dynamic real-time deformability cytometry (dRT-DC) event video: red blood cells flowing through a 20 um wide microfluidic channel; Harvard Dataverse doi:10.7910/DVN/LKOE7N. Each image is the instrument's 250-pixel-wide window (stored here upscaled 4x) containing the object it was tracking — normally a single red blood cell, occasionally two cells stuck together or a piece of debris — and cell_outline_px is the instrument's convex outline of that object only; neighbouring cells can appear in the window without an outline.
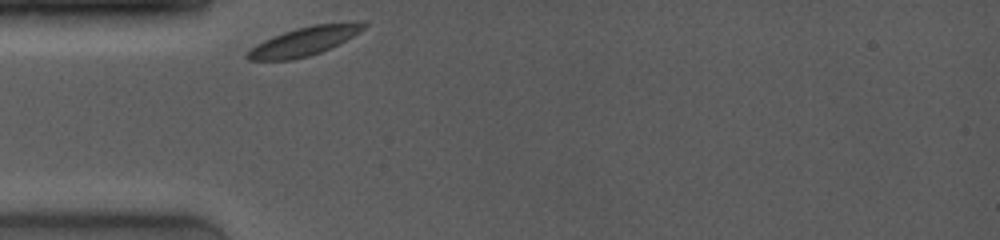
{"species": "common noctule bat (a hibernating species)", "species_latin": "Nyctalus noctula", "temperature_condition": "room temperature", "stored_images_in_passage": 16, "camera_frame_rate_fps": 4000, "um_per_image_px": 0.085, "animal": {"sex": "female", "body_mass_g": 19.0, "forearm_length_mm": 53.3}, "frame": {"image": 1, "passage_image": 1, "time_ms": 0.0, "image_size_px": [1000, 240], "cell_outline_px": [[368, 24], [360, 32], [320, 52], [308, 56], [292, 60], [248, 60], [244, 56], [256, 44], [264, 40], [284, 32], [296, 28], [312, 24], [348, 20], [356, 20]], "centroid_in_image_um": [25.9, 3.47], "position_along_channel_um": 59.1, "area_um2": 19.54}}
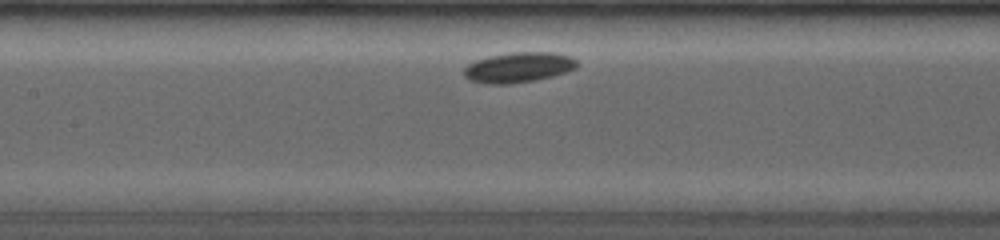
{"frame": {"image": 2, "passage_image": 10, "time_ms": 3.0, "image_size_px": [1000, 240], "cell_outline_px": [[576, 68], [568, 72], [536, 80], [508, 84], [488, 84], [468, 80], [464, 76], [464, 68], [468, 64], [476, 60], [488, 56], [512, 52], [552, 52], [568, 56], [576, 60]], "centroid_in_image_um": [44.04, 5.73], "position_along_channel_um": 163.4, "area_um2": 19.94}}